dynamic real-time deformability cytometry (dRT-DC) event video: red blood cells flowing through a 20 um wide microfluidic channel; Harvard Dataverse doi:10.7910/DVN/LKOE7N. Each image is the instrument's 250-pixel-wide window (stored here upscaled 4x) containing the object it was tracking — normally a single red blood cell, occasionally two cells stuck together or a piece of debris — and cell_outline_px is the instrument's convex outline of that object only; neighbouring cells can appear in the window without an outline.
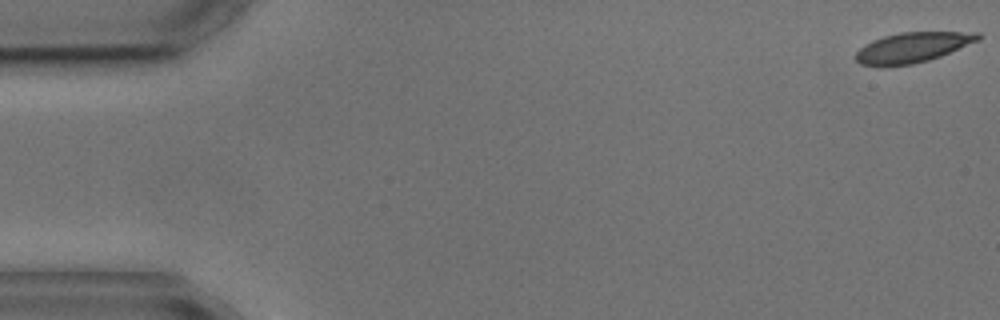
{"species": "common noctule bat (a hibernating species)", "species_latin": "Nyctalus noctula", "temperature_condition": "cold", "stored_images_in_passage": 4, "camera_frame_rate_fps": 3000, "um_per_image_px": 0.085, "animal": {"sex": "male", "body_mass_g": 17.9, "forearm_length_mm": 54.2}, "frame": {"image": 1, "passage_image": 1, "time_ms": 0.0, "image_size_px": [1000, 320], "cell_outline_px": [[984, 36], [980, 40], [940, 56], [928, 60], [912, 64], [876, 68], [860, 64], [856, 60], [856, 52], [864, 44], [872, 40], [884, 36], [900, 32], [980, 32]], "centroid_in_image_um": [77.55, 4.04], "position_along_channel_um": 7.5, "area_um2": 21.85}}
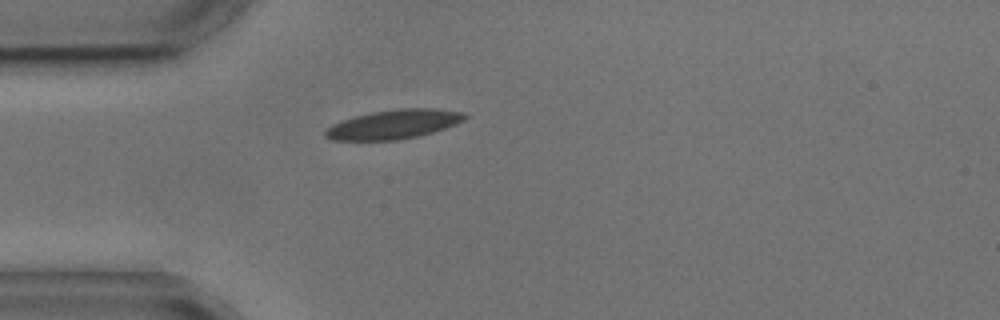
{"frame": {"image": 2, "passage_image": 4, "time_ms": 4.667, "image_size_px": [1000, 320], "cell_outline_px": [[468, 116], [464, 120], [456, 124], [432, 132], [400, 140], [332, 140], [324, 136], [324, 132], [332, 124], [356, 116], [372, 112], [400, 108], [436, 108], [464, 112]], "centroid_in_image_um": [33.49, 10.56], "position_along_channel_um": 51.5, "area_um2": 23.58}}